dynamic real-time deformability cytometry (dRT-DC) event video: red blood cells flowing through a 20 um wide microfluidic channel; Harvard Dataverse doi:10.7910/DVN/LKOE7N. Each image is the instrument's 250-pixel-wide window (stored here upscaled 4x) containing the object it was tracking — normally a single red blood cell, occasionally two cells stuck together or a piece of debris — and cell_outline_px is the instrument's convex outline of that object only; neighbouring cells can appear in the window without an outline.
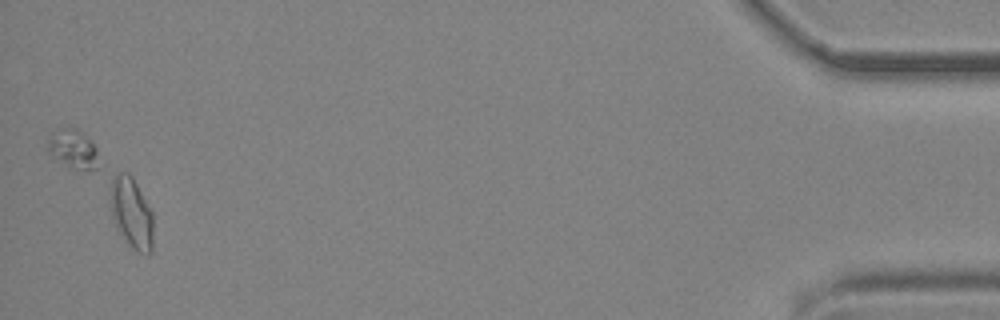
{"species": "common noctule bat (a hibernating species)", "species_latin": "Nyctalus noctula", "temperature_condition": "cold", "stored_images_in_passage": 42, "camera_frame_rate_fps": 3000, "um_per_image_px": 0.085, "animal": {"sex": "male", "body_mass_g": 19.2, "forearm_length_mm": 51.8}, "frame": {"image": 1, "passage_image": 42, "time_ms": 13.667, "image_size_px": [1000, 320], "cell_outline_px": [[152, 252], [136, 252], [124, 244], [116, 228], [112, 216], [112, 176], [116, 172], [128, 172], [132, 176], [152, 212]], "centroid_in_image_um": [11.17, 18.14], "position_along_channel_um": 424.0, "area_um2": 17.69}}